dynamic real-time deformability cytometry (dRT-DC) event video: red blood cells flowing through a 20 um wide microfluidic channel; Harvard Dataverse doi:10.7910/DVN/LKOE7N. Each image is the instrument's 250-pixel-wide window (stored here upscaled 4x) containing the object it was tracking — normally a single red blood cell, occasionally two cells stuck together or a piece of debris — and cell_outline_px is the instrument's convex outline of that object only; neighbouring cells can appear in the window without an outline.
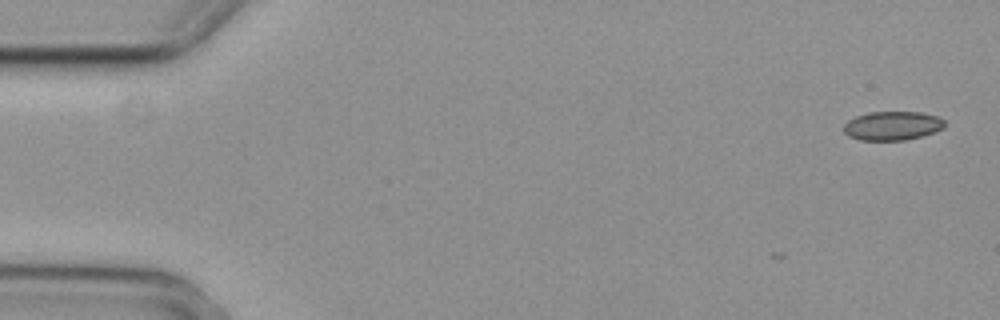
{"species": "common noctule bat (a hibernating species)", "species_latin": "Nyctalus noctula", "temperature_condition": "cold", "stored_images_in_passage": 3, "camera_frame_rate_fps": 3000, "um_per_image_px": 0.085, "animal": {"sex": "female", "body_mass_g": 29.2, "forearm_length_mm": 56.3}, "frame": {"image": 1, "passage_image": 1, "time_ms": 0.0, "image_size_px": [1000, 320], "cell_outline_px": [[944, 128], [920, 136], [904, 140], [860, 140], [848, 136], [844, 132], [844, 124], [848, 120], [856, 116], [868, 112], [920, 112], [936, 116], [944, 120]], "centroid_in_image_um": [75.82, 10.68], "position_along_channel_um": 9.2, "area_um2": 16.88}}